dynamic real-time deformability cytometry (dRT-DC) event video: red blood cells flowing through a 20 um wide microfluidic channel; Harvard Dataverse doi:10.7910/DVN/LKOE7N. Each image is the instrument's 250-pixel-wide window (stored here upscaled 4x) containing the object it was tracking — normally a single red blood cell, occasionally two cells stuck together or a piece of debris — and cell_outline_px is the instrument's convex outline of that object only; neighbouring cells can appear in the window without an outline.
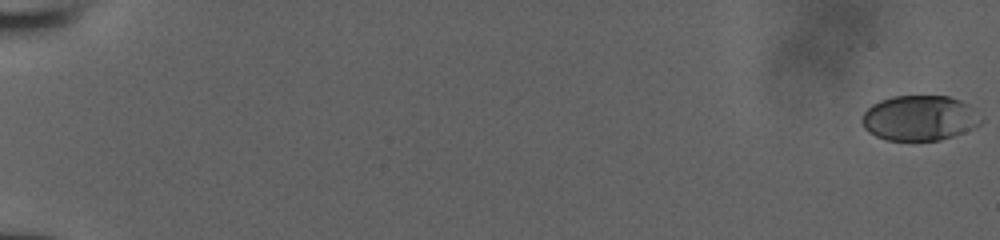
{"species": "human", "species_latin": "Homo sapiens", "temperature_condition": "room temperature", "stored_images_in_passage": 54, "camera_frame_rate_fps": 3000, "um_per_image_px": 0.085, "donor": {"sex": "male"}, "frame": {"image": 1, "passage_image": 1, "time_ms": 0.0, "image_size_px": [1000, 240], "cell_outline_px": [[984, 120], [980, 124], [964, 132], [940, 140], [884, 140], [868, 132], [864, 128], [860, 120], [864, 112], [872, 104], [880, 100], [892, 96], [948, 96], [960, 100], [968, 104], [984, 116]], "centroid_in_image_um": [78.17, 10.03], "position_along_channel_um": 6.8, "area_um2": 31.67}}
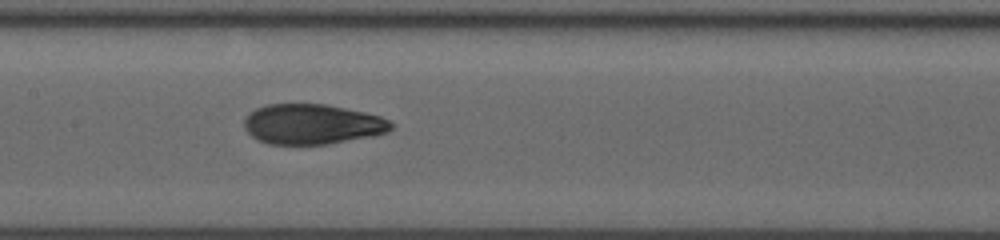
{"frame": {"image": 2, "passage_image": 30, "time_ms": 9.667, "image_size_px": [1000, 240], "cell_outline_px": [[392, 128], [388, 132], [376, 136], [328, 144], [268, 144], [252, 136], [244, 128], [244, 120], [248, 112], [256, 108], [268, 104], [324, 104], [364, 112], [380, 116], [388, 120], [392, 124]], "centroid_in_image_um": [26.54, 10.56], "position_along_channel_um": 180.9, "area_um2": 34.45}}
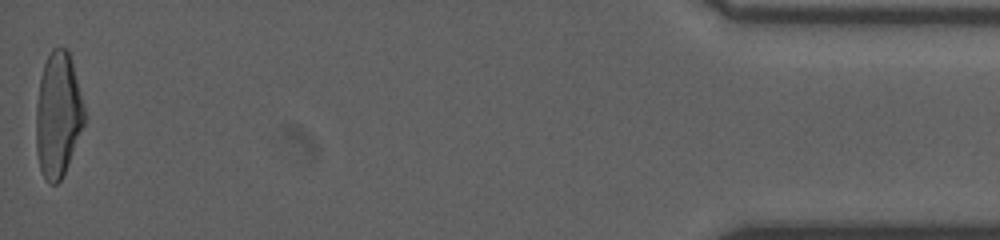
{"frame": {"image": 3, "passage_image": 54, "time_ms": 17.667, "image_size_px": [1000, 240], "cell_outline_px": [[84, 124], [64, 172], [60, 180], [56, 184], [48, 184], [44, 180], [40, 172], [36, 152], [36, 104], [40, 80], [44, 64], [52, 48], [68, 48], [84, 104]], "centroid_in_image_um": [4.91, 9.78], "position_along_channel_um": 430.3, "area_um2": 35.08}}